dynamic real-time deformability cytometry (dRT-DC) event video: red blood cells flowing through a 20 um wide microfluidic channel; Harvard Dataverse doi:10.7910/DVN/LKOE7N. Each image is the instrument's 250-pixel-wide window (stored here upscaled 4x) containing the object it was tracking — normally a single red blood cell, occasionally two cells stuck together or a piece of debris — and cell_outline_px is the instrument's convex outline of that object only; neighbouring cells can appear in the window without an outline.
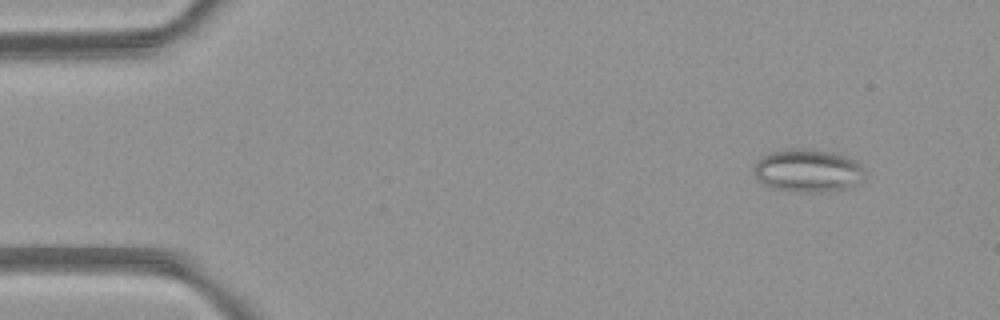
{"species": "common noctule bat (a hibernating species)", "species_latin": "Nyctalus noctula", "temperature_condition": "room temperature", "stored_images_in_passage": 5, "camera_frame_rate_fps": 3000, "um_per_image_px": 0.085, "animal": {"sex": "female", "body_mass_g": 21.9}, "frame": {"image": 1, "passage_image": 2, "time_ms": 1.333, "image_size_px": [1000, 320], "cell_outline_px": [[864, 172], [844, 188], [776, 188], [764, 184], [756, 176], [756, 160], [768, 152], [828, 152], [844, 156], [856, 160], [864, 168]], "centroid_in_image_um": [68.61, 14.45], "position_along_channel_um": 16.4, "area_um2": 24.51}}